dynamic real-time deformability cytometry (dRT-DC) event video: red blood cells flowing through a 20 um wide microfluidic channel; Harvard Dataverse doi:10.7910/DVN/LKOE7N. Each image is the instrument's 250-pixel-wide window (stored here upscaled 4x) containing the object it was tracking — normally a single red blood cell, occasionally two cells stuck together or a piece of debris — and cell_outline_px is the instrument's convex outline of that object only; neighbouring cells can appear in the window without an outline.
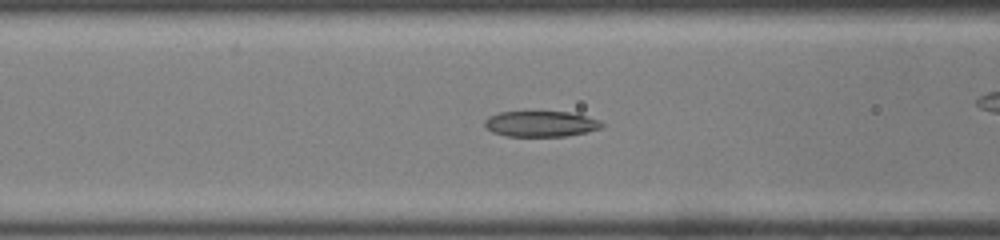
{"species": "common noctule bat (a hibernating species)", "species_latin": "Nyctalus noctula", "temperature_condition": "room temperature", "stored_images_in_passage": 38, "camera_frame_rate_fps": 3000, "um_per_image_px": 0.085, "animal": {"sex": "male", "body_mass_g": 19.0, "forearm_length_mm": 50.8}, "frame": {"image": 1, "passage_image": 11, "time_ms": 3.333, "image_size_px": [1000, 240], "cell_outline_px": [[604, 124], [600, 128], [568, 136], [508, 136], [492, 132], [484, 124], [484, 120], [488, 116], [500, 112], [568, 112], [600, 120]], "centroid_in_image_um": [45.94, 10.53], "position_along_channel_um": 120.7, "area_um2": 17.34}}
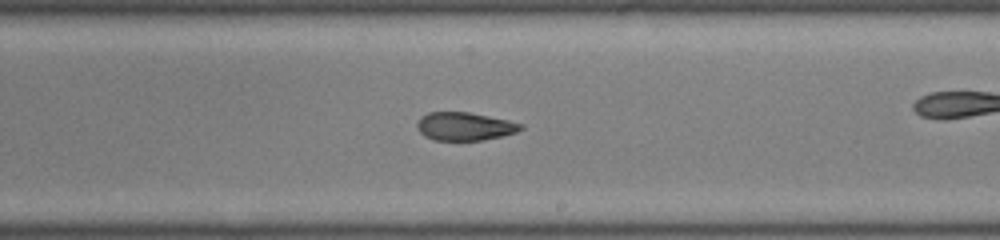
{"frame": {"image": 2, "passage_image": 20, "time_ms": 6.333, "image_size_px": [1000, 240], "cell_outline_px": [[524, 128], [516, 132], [500, 136], [480, 140], [432, 140], [424, 136], [416, 128], [416, 124], [420, 116], [428, 112], [468, 112], [508, 120], [524, 124]], "centroid_in_image_um": [39.46, 10.73], "position_along_channel_um": 249.5, "area_um2": 17.05}}
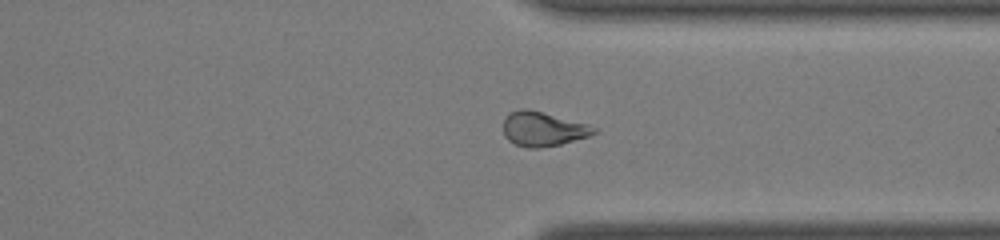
{"frame": {"image": 3, "passage_image": 28, "time_ms": 9.0, "image_size_px": [1000, 240], "cell_outline_px": [[596, 132], [588, 136], [560, 144], [540, 148], [528, 148], [516, 144], [508, 140], [504, 136], [504, 120], [508, 112], [520, 108], [528, 108], [588, 124], [596, 128]], "centroid_in_image_um": [46.11, 10.95], "position_along_channel_um": 365.3, "area_um2": 18.15}, "authors_computed_cell_mechanics": {"area_um2": 18.2648, "velocity_mm_per_s": 4.3089, "shape_relaxation_time_tau1_ms": null, "shape_relaxation_time_tau2_ms": 3.2265, "deformation_change_tau1": null, "deformation_change_tau2": 0.1056}}